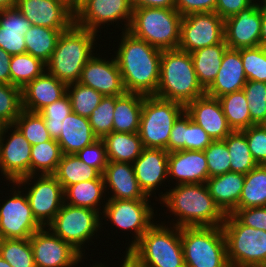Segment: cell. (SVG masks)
Wrapping results in <instances>:
<instances>
[{"instance_id": "6125c7cd", "label": "cell", "mask_w": 266, "mask_h": 267, "mask_svg": "<svg viewBox=\"0 0 266 267\" xmlns=\"http://www.w3.org/2000/svg\"><path fill=\"white\" fill-rule=\"evenodd\" d=\"M124 257V258H123ZM122 257V260H121V265H119L120 267H137L131 260H129L125 255ZM123 262V263H122ZM95 264H97L99 267H108V266H105V263H102V262H96ZM118 266V267H119Z\"/></svg>"}, {"instance_id": "1f68e13d", "label": "cell", "mask_w": 266, "mask_h": 267, "mask_svg": "<svg viewBox=\"0 0 266 267\" xmlns=\"http://www.w3.org/2000/svg\"><path fill=\"white\" fill-rule=\"evenodd\" d=\"M228 48L225 40L219 44L198 49L191 54L199 84L206 91L219 72L223 54Z\"/></svg>"}, {"instance_id": "7dc6e473", "label": "cell", "mask_w": 266, "mask_h": 267, "mask_svg": "<svg viewBox=\"0 0 266 267\" xmlns=\"http://www.w3.org/2000/svg\"><path fill=\"white\" fill-rule=\"evenodd\" d=\"M243 62L247 81L266 83V47L238 49Z\"/></svg>"}, {"instance_id": "f6af8a7d", "label": "cell", "mask_w": 266, "mask_h": 267, "mask_svg": "<svg viewBox=\"0 0 266 267\" xmlns=\"http://www.w3.org/2000/svg\"><path fill=\"white\" fill-rule=\"evenodd\" d=\"M114 110L115 96H104L89 116L92 131L98 139L113 132Z\"/></svg>"}, {"instance_id": "be15d7a7", "label": "cell", "mask_w": 266, "mask_h": 267, "mask_svg": "<svg viewBox=\"0 0 266 267\" xmlns=\"http://www.w3.org/2000/svg\"><path fill=\"white\" fill-rule=\"evenodd\" d=\"M88 0H70L69 7L75 13Z\"/></svg>"}, {"instance_id": "7a4b0ae2", "label": "cell", "mask_w": 266, "mask_h": 267, "mask_svg": "<svg viewBox=\"0 0 266 267\" xmlns=\"http://www.w3.org/2000/svg\"><path fill=\"white\" fill-rule=\"evenodd\" d=\"M175 186V187H174ZM158 194L161 207L168 208L176 227L222 226L225 214L215 204L206 183L180 184Z\"/></svg>"}, {"instance_id": "681fc988", "label": "cell", "mask_w": 266, "mask_h": 267, "mask_svg": "<svg viewBox=\"0 0 266 267\" xmlns=\"http://www.w3.org/2000/svg\"><path fill=\"white\" fill-rule=\"evenodd\" d=\"M209 178L231 171L230 154L224 140L213 141L205 150Z\"/></svg>"}, {"instance_id": "680465c9", "label": "cell", "mask_w": 266, "mask_h": 267, "mask_svg": "<svg viewBox=\"0 0 266 267\" xmlns=\"http://www.w3.org/2000/svg\"><path fill=\"white\" fill-rule=\"evenodd\" d=\"M10 59L11 55L0 48V83L11 84Z\"/></svg>"}, {"instance_id": "03108f58", "label": "cell", "mask_w": 266, "mask_h": 267, "mask_svg": "<svg viewBox=\"0 0 266 267\" xmlns=\"http://www.w3.org/2000/svg\"><path fill=\"white\" fill-rule=\"evenodd\" d=\"M0 267H12L6 260H4L0 255Z\"/></svg>"}, {"instance_id": "4dcf8cb0", "label": "cell", "mask_w": 266, "mask_h": 267, "mask_svg": "<svg viewBox=\"0 0 266 267\" xmlns=\"http://www.w3.org/2000/svg\"><path fill=\"white\" fill-rule=\"evenodd\" d=\"M144 97L138 93L127 92L115 96L114 132L138 133Z\"/></svg>"}, {"instance_id": "d6986e66", "label": "cell", "mask_w": 266, "mask_h": 267, "mask_svg": "<svg viewBox=\"0 0 266 267\" xmlns=\"http://www.w3.org/2000/svg\"><path fill=\"white\" fill-rule=\"evenodd\" d=\"M99 53L84 65L79 80L80 84L91 87L103 96H121L126 93L122 75L114 57L106 59Z\"/></svg>"}, {"instance_id": "ac0fdd59", "label": "cell", "mask_w": 266, "mask_h": 267, "mask_svg": "<svg viewBox=\"0 0 266 267\" xmlns=\"http://www.w3.org/2000/svg\"><path fill=\"white\" fill-rule=\"evenodd\" d=\"M255 1L248 8L224 20L225 43L230 49L261 46L262 3Z\"/></svg>"}, {"instance_id": "8c879c8a", "label": "cell", "mask_w": 266, "mask_h": 267, "mask_svg": "<svg viewBox=\"0 0 266 267\" xmlns=\"http://www.w3.org/2000/svg\"><path fill=\"white\" fill-rule=\"evenodd\" d=\"M62 1L66 2L67 4L70 3V0H62Z\"/></svg>"}, {"instance_id": "a7ac6f4b", "label": "cell", "mask_w": 266, "mask_h": 267, "mask_svg": "<svg viewBox=\"0 0 266 267\" xmlns=\"http://www.w3.org/2000/svg\"><path fill=\"white\" fill-rule=\"evenodd\" d=\"M3 241H4V237L2 235L1 228H0V245L3 243Z\"/></svg>"}, {"instance_id": "c3c4849f", "label": "cell", "mask_w": 266, "mask_h": 267, "mask_svg": "<svg viewBox=\"0 0 266 267\" xmlns=\"http://www.w3.org/2000/svg\"><path fill=\"white\" fill-rule=\"evenodd\" d=\"M72 113L71 101L67 94L43 108L39 114L43 117L52 139H58L64 119Z\"/></svg>"}, {"instance_id": "7bdbcfd3", "label": "cell", "mask_w": 266, "mask_h": 267, "mask_svg": "<svg viewBox=\"0 0 266 267\" xmlns=\"http://www.w3.org/2000/svg\"><path fill=\"white\" fill-rule=\"evenodd\" d=\"M0 255L12 267H36L29 238L4 239Z\"/></svg>"}, {"instance_id": "d590c367", "label": "cell", "mask_w": 266, "mask_h": 267, "mask_svg": "<svg viewBox=\"0 0 266 267\" xmlns=\"http://www.w3.org/2000/svg\"><path fill=\"white\" fill-rule=\"evenodd\" d=\"M218 99L232 131H242L251 126L249 104L243 90L223 95Z\"/></svg>"}, {"instance_id": "11a10c76", "label": "cell", "mask_w": 266, "mask_h": 267, "mask_svg": "<svg viewBox=\"0 0 266 267\" xmlns=\"http://www.w3.org/2000/svg\"><path fill=\"white\" fill-rule=\"evenodd\" d=\"M217 0H175V9L186 16L191 13L215 12Z\"/></svg>"}, {"instance_id": "6f0895ef", "label": "cell", "mask_w": 266, "mask_h": 267, "mask_svg": "<svg viewBox=\"0 0 266 267\" xmlns=\"http://www.w3.org/2000/svg\"><path fill=\"white\" fill-rule=\"evenodd\" d=\"M257 0H217L215 12L223 19L238 14Z\"/></svg>"}, {"instance_id": "f5cc1de1", "label": "cell", "mask_w": 266, "mask_h": 267, "mask_svg": "<svg viewBox=\"0 0 266 267\" xmlns=\"http://www.w3.org/2000/svg\"><path fill=\"white\" fill-rule=\"evenodd\" d=\"M213 140L186 113L185 150L204 151Z\"/></svg>"}, {"instance_id": "ee69618b", "label": "cell", "mask_w": 266, "mask_h": 267, "mask_svg": "<svg viewBox=\"0 0 266 267\" xmlns=\"http://www.w3.org/2000/svg\"><path fill=\"white\" fill-rule=\"evenodd\" d=\"M243 91L249 104L251 125L266 124V83L247 81Z\"/></svg>"}, {"instance_id": "e0dca14e", "label": "cell", "mask_w": 266, "mask_h": 267, "mask_svg": "<svg viewBox=\"0 0 266 267\" xmlns=\"http://www.w3.org/2000/svg\"><path fill=\"white\" fill-rule=\"evenodd\" d=\"M36 267H75L84 258L48 227H42L30 238Z\"/></svg>"}, {"instance_id": "7402d4cb", "label": "cell", "mask_w": 266, "mask_h": 267, "mask_svg": "<svg viewBox=\"0 0 266 267\" xmlns=\"http://www.w3.org/2000/svg\"><path fill=\"white\" fill-rule=\"evenodd\" d=\"M185 112L213 141L224 140L232 132L218 98L205 94L188 103Z\"/></svg>"}, {"instance_id": "9a60e30c", "label": "cell", "mask_w": 266, "mask_h": 267, "mask_svg": "<svg viewBox=\"0 0 266 267\" xmlns=\"http://www.w3.org/2000/svg\"><path fill=\"white\" fill-rule=\"evenodd\" d=\"M224 40V20L216 12L191 13L182 17L179 50L192 53Z\"/></svg>"}, {"instance_id": "f546056e", "label": "cell", "mask_w": 266, "mask_h": 267, "mask_svg": "<svg viewBox=\"0 0 266 267\" xmlns=\"http://www.w3.org/2000/svg\"><path fill=\"white\" fill-rule=\"evenodd\" d=\"M106 196L108 195L105 192L104 178L100 175L97 179L68 186L64 190V203L75 207L90 208L101 214L107 202Z\"/></svg>"}, {"instance_id": "52a82bcc", "label": "cell", "mask_w": 266, "mask_h": 267, "mask_svg": "<svg viewBox=\"0 0 266 267\" xmlns=\"http://www.w3.org/2000/svg\"><path fill=\"white\" fill-rule=\"evenodd\" d=\"M185 267H230L222 226L181 227Z\"/></svg>"}, {"instance_id": "bcb514c9", "label": "cell", "mask_w": 266, "mask_h": 267, "mask_svg": "<svg viewBox=\"0 0 266 267\" xmlns=\"http://www.w3.org/2000/svg\"><path fill=\"white\" fill-rule=\"evenodd\" d=\"M22 110V89L0 83V121L5 125L14 124Z\"/></svg>"}, {"instance_id": "6da1fadb", "label": "cell", "mask_w": 266, "mask_h": 267, "mask_svg": "<svg viewBox=\"0 0 266 267\" xmlns=\"http://www.w3.org/2000/svg\"><path fill=\"white\" fill-rule=\"evenodd\" d=\"M121 33L114 56L126 92L144 96L155 95L159 83L162 50L134 37L128 31Z\"/></svg>"}, {"instance_id": "3957f363", "label": "cell", "mask_w": 266, "mask_h": 267, "mask_svg": "<svg viewBox=\"0 0 266 267\" xmlns=\"http://www.w3.org/2000/svg\"><path fill=\"white\" fill-rule=\"evenodd\" d=\"M157 222L127 253H122L137 267H185L181 228Z\"/></svg>"}, {"instance_id": "89a4df30", "label": "cell", "mask_w": 266, "mask_h": 267, "mask_svg": "<svg viewBox=\"0 0 266 267\" xmlns=\"http://www.w3.org/2000/svg\"><path fill=\"white\" fill-rule=\"evenodd\" d=\"M261 3L264 7H266V0H261Z\"/></svg>"}, {"instance_id": "8992f818", "label": "cell", "mask_w": 266, "mask_h": 267, "mask_svg": "<svg viewBox=\"0 0 266 267\" xmlns=\"http://www.w3.org/2000/svg\"><path fill=\"white\" fill-rule=\"evenodd\" d=\"M182 17L175 8H135L128 32L160 50L178 49Z\"/></svg>"}, {"instance_id": "2644e50d", "label": "cell", "mask_w": 266, "mask_h": 267, "mask_svg": "<svg viewBox=\"0 0 266 267\" xmlns=\"http://www.w3.org/2000/svg\"><path fill=\"white\" fill-rule=\"evenodd\" d=\"M92 265H90V267H99L97 264L94 265V263Z\"/></svg>"}, {"instance_id": "4316f807", "label": "cell", "mask_w": 266, "mask_h": 267, "mask_svg": "<svg viewBox=\"0 0 266 267\" xmlns=\"http://www.w3.org/2000/svg\"><path fill=\"white\" fill-rule=\"evenodd\" d=\"M31 22L15 7L0 10V48L11 56L26 53L25 34Z\"/></svg>"}, {"instance_id": "4fadbf2b", "label": "cell", "mask_w": 266, "mask_h": 267, "mask_svg": "<svg viewBox=\"0 0 266 267\" xmlns=\"http://www.w3.org/2000/svg\"><path fill=\"white\" fill-rule=\"evenodd\" d=\"M7 200L0 203V228L4 239H28L42 228L33 216L25 190L15 182ZM10 197V198H9ZM9 198V199H8Z\"/></svg>"}, {"instance_id": "f35d334b", "label": "cell", "mask_w": 266, "mask_h": 267, "mask_svg": "<svg viewBox=\"0 0 266 267\" xmlns=\"http://www.w3.org/2000/svg\"><path fill=\"white\" fill-rule=\"evenodd\" d=\"M224 141L230 154L231 172L245 175L258 166L249 150L248 142L242 131H232Z\"/></svg>"}, {"instance_id": "94428289", "label": "cell", "mask_w": 266, "mask_h": 267, "mask_svg": "<svg viewBox=\"0 0 266 267\" xmlns=\"http://www.w3.org/2000/svg\"><path fill=\"white\" fill-rule=\"evenodd\" d=\"M261 46L266 47V7L262 5Z\"/></svg>"}, {"instance_id": "cb8c5ba5", "label": "cell", "mask_w": 266, "mask_h": 267, "mask_svg": "<svg viewBox=\"0 0 266 267\" xmlns=\"http://www.w3.org/2000/svg\"><path fill=\"white\" fill-rule=\"evenodd\" d=\"M107 199H149L137 182L133 164L108 161L103 172ZM111 190V191H109Z\"/></svg>"}, {"instance_id": "7c38bea8", "label": "cell", "mask_w": 266, "mask_h": 267, "mask_svg": "<svg viewBox=\"0 0 266 267\" xmlns=\"http://www.w3.org/2000/svg\"><path fill=\"white\" fill-rule=\"evenodd\" d=\"M15 183L21 189L26 190L25 194L37 222L42 227H47L64 203L62 185L53 174L30 175L19 179Z\"/></svg>"}, {"instance_id": "60d3db41", "label": "cell", "mask_w": 266, "mask_h": 267, "mask_svg": "<svg viewBox=\"0 0 266 267\" xmlns=\"http://www.w3.org/2000/svg\"><path fill=\"white\" fill-rule=\"evenodd\" d=\"M66 94L71 101L72 112L87 118L104 97L98 91L79 82L68 84Z\"/></svg>"}, {"instance_id": "9f6ffc18", "label": "cell", "mask_w": 266, "mask_h": 267, "mask_svg": "<svg viewBox=\"0 0 266 267\" xmlns=\"http://www.w3.org/2000/svg\"><path fill=\"white\" fill-rule=\"evenodd\" d=\"M186 112L184 111L174 122L168 140L167 151L185 150Z\"/></svg>"}, {"instance_id": "44dd1931", "label": "cell", "mask_w": 266, "mask_h": 267, "mask_svg": "<svg viewBox=\"0 0 266 267\" xmlns=\"http://www.w3.org/2000/svg\"><path fill=\"white\" fill-rule=\"evenodd\" d=\"M168 156L169 152L164 149L144 148L141 155L132 163L140 188L148 197H151V200L153 194L156 198L154 200H159L156 196V192L160 190L158 188L170 186L167 180L169 178Z\"/></svg>"}, {"instance_id": "30bf717a", "label": "cell", "mask_w": 266, "mask_h": 267, "mask_svg": "<svg viewBox=\"0 0 266 267\" xmlns=\"http://www.w3.org/2000/svg\"><path fill=\"white\" fill-rule=\"evenodd\" d=\"M100 218L101 214L98 211L63 203L47 227L84 257L86 243L93 244L94 237H98V232L104 228Z\"/></svg>"}, {"instance_id": "ba28073f", "label": "cell", "mask_w": 266, "mask_h": 267, "mask_svg": "<svg viewBox=\"0 0 266 267\" xmlns=\"http://www.w3.org/2000/svg\"><path fill=\"white\" fill-rule=\"evenodd\" d=\"M230 267H266V231L243 225L233 214L222 224Z\"/></svg>"}, {"instance_id": "ffe728a7", "label": "cell", "mask_w": 266, "mask_h": 267, "mask_svg": "<svg viewBox=\"0 0 266 267\" xmlns=\"http://www.w3.org/2000/svg\"><path fill=\"white\" fill-rule=\"evenodd\" d=\"M16 8L32 25L69 30L75 13L62 0H16Z\"/></svg>"}, {"instance_id": "e575fe53", "label": "cell", "mask_w": 266, "mask_h": 267, "mask_svg": "<svg viewBox=\"0 0 266 267\" xmlns=\"http://www.w3.org/2000/svg\"><path fill=\"white\" fill-rule=\"evenodd\" d=\"M65 190L75 183L97 179L101 174L74 154H63L53 174Z\"/></svg>"}, {"instance_id": "f1b7e54d", "label": "cell", "mask_w": 266, "mask_h": 267, "mask_svg": "<svg viewBox=\"0 0 266 267\" xmlns=\"http://www.w3.org/2000/svg\"><path fill=\"white\" fill-rule=\"evenodd\" d=\"M96 140L98 138L94 135L88 118L72 112L64 119L57 142L63 154L76 155Z\"/></svg>"}, {"instance_id": "91938a15", "label": "cell", "mask_w": 266, "mask_h": 267, "mask_svg": "<svg viewBox=\"0 0 266 267\" xmlns=\"http://www.w3.org/2000/svg\"><path fill=\"white\" fill-rule=\"evenodd\" d=\"M133 9L135 8H175V0H131Z\"/></svg>"}, {"instance_id": "2e32d148", "label": "cell", "mask_w": 266, "mask_h": 267, "mask_svg": "<svg viewBox=\"0 0 266 267\" xmlns=\"http://www.w3.org/2000/svg\"><path fill=\"white\" fill-rule=\"evenodd\" d=\"M31 146L14 124L4 126L0 136V171L9 184L31 175Z\"/></svg>"}, {"instance_id": "d4e9b609", "label": "cell", "mask_w": 266, "mask_h": 267, "mask_svg": "<svg viewBox=\"0 0 266 267\" xmlns=\"http://www.w3.org/2000/svg\"><path fill=\"white\" fill-rule=\"evenodd\" d=\"M67 85L46 70L22 88L23 110L39 113L66 94Z\"/></svg>"}, {"instance_id": "d6a6232c", "label": "cell", "mask_w": 266, "mask_h": 267, "mask_svg": "<svg viewBox=\"0 0 266 267\" xmlns=\"http://www.w3.org/2000/svg\"><path fill=\"white\" fill-rule=\"evenodd\" d=\"M102 140L105 142L108 161L133 163L144 149L139 133L113 131Z\"/></svg>"}, {"instance_id": "836d02e7", "label": "cell", "mask_w": 266, "mask_h": 267, "mask_svg": "<svg viewBox=\"0 0 266 267\" xmlns=\"http://www.w3.org/2000/svg\"><path fill=\"white\" fill-rule=\"evenodd\" d=\"M64 31L66 29H52L32 25L24 37L26 53L40 59L46 64L55 50L58 37Z\"/></svg>"}, {"instance_id": "9c48e42d", "label": "cell", "mask_w": 266, "mask_h": 267, "mask_svg": "<svg viewBox=\"0 0 266 267\" xmlns=\"http://www.w3.org/2000/svg\"><path fill=\"white\" fill-rule=\"evenodd\" d=\"M185 111V106L155 95L145 96L142 106L139 136L144 148L164 149L174 122Z\"/></svg>"}, {"instance_id": "8fae6325", "label": "cell", "mask_w": 266, "mask_h": 267, "mask_svg": "<svg viewBox=\"0 0 266 267\" xmlns=\"http://www.w3.org/2000/svg\"><path fill=\"white\" fill-rule=\"evenodd\" d=\"M150 199L117 200L107 199L101 213V219L110 221L112 226L122 231L132 232V241L128 244L126 253L141 239L142 235L156 222L154 207ZM103 214V215H102ZM154 217V218H153ZM155 221V222H154Z\"/></svg>"}, {"instance_id": "f907efd6", "label": "cell", "mask_w": 266, "mask_h": 267, "mask_svg": "<svg viewBox=\"0 0 266 267\" xmlns=\"http://www.w3.org/2000/svg\"><path fill=\"white\" fill-rule=\"evenodd\" d=\"M249 150L258 165H266V124L251 125L242 130Z\"/></svg>"}, {"instance_id": "74e56055", "label": "cell", "mask_w": 266, "mask_h": 267, "mask_svg": "<svg viewBox=\"0 0 266 267\" xmlns=\"http://www.w3.org/2000/svg\"><path fill=\"white\" fill-rule=\"evenodd\" d=\"M31 175H49L57 170L62 150L56 139L31 146Z\"/></svg>"}, {"instance_id": "83f0119b", "label": "cell", "mask_w": 266, "mask_h": 267, "mask_svg": "<svg viewBox=\"0 0 266 267\" xmlns=\"http://www.w3.org/2000/svg\"><path fill=\"white\" fill-rule=\"evenodd\" d=\"M244 182V174L230 171L208 178L206 185L215 204L226 215L237 209Z\"/></svg>"}, {"instance_id": "8d00e7d4", "label": "cell", "mask_w": 266, "mask_h": 267, "mask_svg": "<svg viewBox=\"0 0 266 267\" xmlns=\"http://www.w3.org/2000/svg\"><path fill=\"white\" fill-rule=\"evenodd\" d=\"M266 206V165H258L245 174L237 208Z\"/></svg>"}, {"instance_id": "484cf974", "label": "cell", "mask_w": 266, "mask_h": 267, "mask_svg": "<svg viewBox=\"0 0 266 267\" xmlns=\"http://www.w3.org/2000/svg\"><path fill=\"white\" fill-rule=\"evenodd\" d=\"M247 82L243 62L238 49L227 48L221 66L206 95L219 98L223 95L243 90Z\"/></svg>"}, {"instance_id": "5bb4252c", "label": "cell", "mask_w": 266, "mask_h": 267, "mask_svg": "<svg viewBox=\"0 0 266 267\" xmlns=\"http://www.w3.org/2000/svg\"><path fill=\"white\" fill-rule=\"evenodd\" d=\"M132 15L131 0H88L75 12V25L97 34L117 22L115 26L121 23L122 31H128Z\"/></svg>"}, {"instance_id": "db71d44e", "label": "cell", "mask_w": 266, "mask_h": 267, "mask_svg": "<svg viewBox=\"0 0 266 267\" xmlns=\"http://www.w3.org/2000/svg\"><path fill=\"white\" fill-rule=\"evenodd\" d=\"M232 214L243 225L266 231V206L237 208Z\"/></svg>"}, {"instance_id": "277c9868", "label": "cell", "mask_w": 266, "mask_h": 267, "mask_svg": "<svg viewBox=\"0 0 266 267\" xmlns=\"http://www.w3.org/2000/svg\"><path fill=\"white\" fill-rule=\"evenodd\" d=\"M97 37L95 32L74 24L58 37L55 50L46 63V71L66 85L79 82L84 65L98 47Z\"/></svg>"}, {"instance_id": "e7e4bbea", "label": "cell", "mask_w": 266, "mask_h": 267, "mask_svg": "<svg viewBox=\"0 0 266 267\" xmlns=\"http://www.w3.org/2000/svg\"><path fill=\"white\" fill-rule=\"evenodd\" d=\"M16 6V0H0V10Z\"/></svg>"}, {"instance_id": "003e7915", "label": "cell", "mask_w": 266, "mask_h": 267, "mask_svg": "<svg viewBox=\"0 0 266 267\" xmlns=\"http://www.w3.org/2000/svg\"><path fill=\"white\" fill-rule=\"evenodd\" d=\"M4 126H5V124L0 121V136L2 134V131H3Z\"/></svg>"}, {"instance_id": "b9f144b4", "label": "cell", "mask_w": 266, "mask_h": 267, "mask_svg": "<svg viewBox=\"0 0 266 267\" xmlns=\"http://www.w3.org/2000/svg\"><path fill=\"white\" fill-rule=\"evenodd\" d=\"M14 125L31 145H37L52 139L43 117L36 112L22 110Z\"/></svg>"}, {"instance_id": "603a6c76", "label": "cell", "mask_w": 266, "mask_h": 267, "mask_svg": "<svg viewBox=\"0 0 266 267\" xmlns=\"http://www.w3.org/2000/svg\"><path fill=\"white\" fill-rule=\"evenodd\" d=\"M168 177H170L168 181H172L170 183H174V185L206 183L209 173L204 151L179 150L170 152Z\"/></svg>"}, {"instance_id": "816d5d0a", "label": "cell", "mask_w": 266, "mask_h": 267, "mask_svg": "<svg viewBox=\"0 0 266 267\" xmlns=\"http://www.w3.org/2000/svg\"><path fill=\"white\" fill-rule=\"evenodd\" d=\"M76 156L90 167L95 168L101 175L108 164L105 142L96 140L93 144L81 149Z\"/></svg>"}, {"instance_id": "ab89813d", "label": "cell", "mask_w": 266, "mask_h": 267, "mask_svg": "<svg viewBox=\"0 0 266 267\" xmlns=\"http://www.w3.org/2000/svg\"><path fill=\"white\" fill-rule=\"evenodd\" d=\"M45 70L46 64L29 53L11 56V84L21 89L39 77Z\"/></svg>"}, {"instance_id": "5b68a950", "label": "cell", "mask_w": 266, "mask_h": 267, "mask_svg": "<svg viewBox=\"0 0 266 267\" xmlns=\"http://www.w3.org/2000/svg\"><path fill=\"white\" fill-rule=\"evenodd\" d=\"M205 94L198 82L191 54L179 49L162 50L155 96L186 106Z\"/></svg>"}]
</instances>
